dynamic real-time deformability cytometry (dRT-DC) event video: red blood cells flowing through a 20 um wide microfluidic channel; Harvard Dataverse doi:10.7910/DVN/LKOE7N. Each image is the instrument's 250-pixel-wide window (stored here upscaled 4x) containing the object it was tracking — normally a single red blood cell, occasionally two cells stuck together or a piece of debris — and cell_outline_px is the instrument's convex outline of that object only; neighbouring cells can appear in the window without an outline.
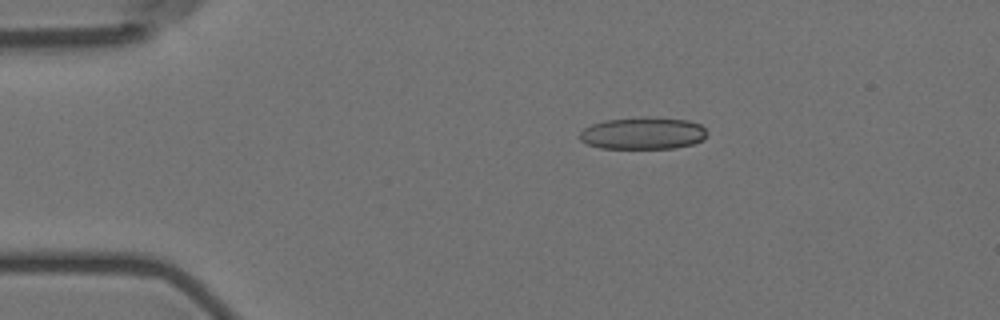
{"species": "Egyptian fruit bat (a non-hibernating species)", "species_latin": "Rousettus aegyptiacus", "temperature_condition": "room temperature", "stored_images_in_passage": 4, "camera_frame_rate_fps": 3000, "um_per_image_px": 0.085, "animal": {"sex": "female"}, "frame": {"image": 1, "passage_image": 3, "time_ms": 2.333, "image_size_px": [1000, 320], "cell_outline_px": [[708, 132], [704, 140], [692, 144], [676, 148], [600, 148], [588, 144], [580, 140], [580, 132], [584, 128], [592, 124], [604, 120], [688, 120], [700, 124]], "centroid_in_image_um": [54.66, 11.38], "position_along_channel_um": 30.3, "area_um2": 22.83}}